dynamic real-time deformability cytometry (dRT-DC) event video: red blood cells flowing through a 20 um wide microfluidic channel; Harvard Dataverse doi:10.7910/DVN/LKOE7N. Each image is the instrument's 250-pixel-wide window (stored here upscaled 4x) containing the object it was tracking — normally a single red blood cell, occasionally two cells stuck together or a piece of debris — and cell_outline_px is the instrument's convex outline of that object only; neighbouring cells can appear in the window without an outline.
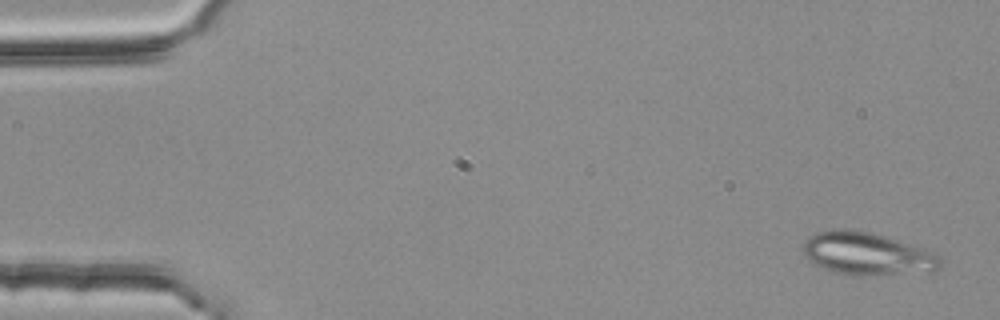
{"species": "common noctule bat (a hibernating species)", "species_latin": "Nyctalus noctula", "temperature_condition": "room temperature", "stored_images_in_passage": 4, "camera_frame_rate_fps": 3000, "um_per_image_px": 0.085, "animal": {"sex": "female", "body_mass_g": 25.1}, "frame": {"image": 1, "passage_image": 1, "time_ms": 0.0, "image_size_px": [1000, 320], "cell_outline_px": [[940, 268], [936, 272], [836, 272], [824, 268], [808, 260], [804, 256], [804, 240], [808, 236], [816, 232], [832, 228], [848, 228], [872, 232], [932, 252], [940, 256]], "centroid_in_image_um": [73.65, 21.49], "position_along_channel_um": 11.4, "area_um2": 32.89}}